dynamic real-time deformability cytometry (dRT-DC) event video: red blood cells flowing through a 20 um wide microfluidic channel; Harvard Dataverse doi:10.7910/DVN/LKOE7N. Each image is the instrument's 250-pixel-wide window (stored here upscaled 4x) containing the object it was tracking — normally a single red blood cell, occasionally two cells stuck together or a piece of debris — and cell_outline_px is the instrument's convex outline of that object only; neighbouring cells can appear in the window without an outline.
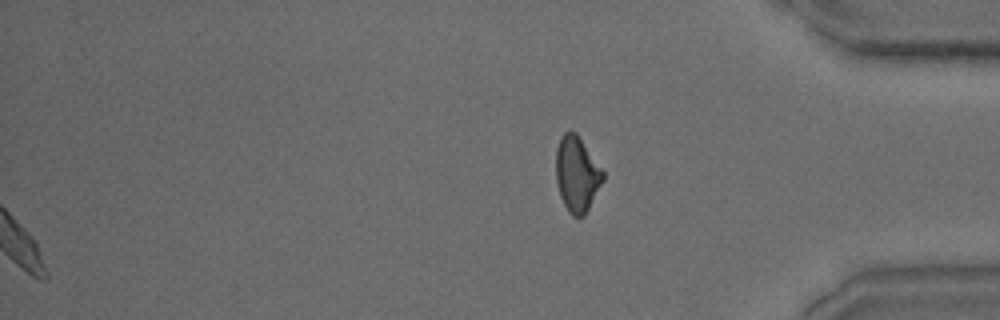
{"species": "common noctule bat (a hibernating species)", "species_latin": "Nyctalus noctula", "temperature_condition": "warm", "stored_images_in_passage": 34, "segment_of_instrument_passage": [2, 2], "camera_frame_rate_fps": 3000, "um_per_image_px": 0.085, "animal": {"sex": "male", "body_mass_g": 15.6}, "frame": {"image": 1, "passage_image": 34, "time_ms": 11.0, "image_size_px": [1000, 320], "cell_outline_px": [[604, 180], [584, 216], [572, 216], [568, 212], [560, 196], [556, 180], [556, 148], [560, 136], [564, 132], [576, 132], [604, 172]], "centroid_in_image_um": [49.02, 14.8], "position_along_channel_um": 386.2, "area_um2": 20.58}}